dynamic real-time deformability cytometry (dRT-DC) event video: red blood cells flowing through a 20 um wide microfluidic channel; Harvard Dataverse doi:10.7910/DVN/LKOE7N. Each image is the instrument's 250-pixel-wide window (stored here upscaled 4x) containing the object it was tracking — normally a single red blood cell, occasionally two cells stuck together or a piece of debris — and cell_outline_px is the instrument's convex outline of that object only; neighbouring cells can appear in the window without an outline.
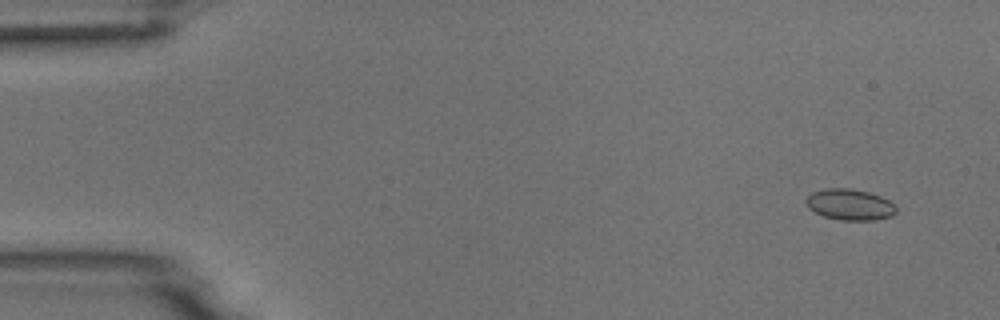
{"species": "common noctule bat (a hibernating species)", "species_latin": "Nyctalus noctula", "temperature_condition": "room temperature", "stored_images_in_passage": 5, "camera_frame_rate_fps": 3000, "um_per_image_px": 0.085, "animal": {"sex": "male", "body_mass_g": 18.8}, "frame": {"image": 1, "passage_image": 1, "time_ms": 0.0, "image_size_px": [1000, 320], "cell_outline_px": [[896, 212], [892, 216], [876, 220], [840, 220], [824, 216], [808, 208], [804, 200], [812, 192], [828, 188], [848, 188], [868, 192], [880, 196], [888, 200], [896, 208]], "centroid_in_image_um": [72.22, 17.39], "position_along_channel_um": 12.8, "area_um2": 16.24}}
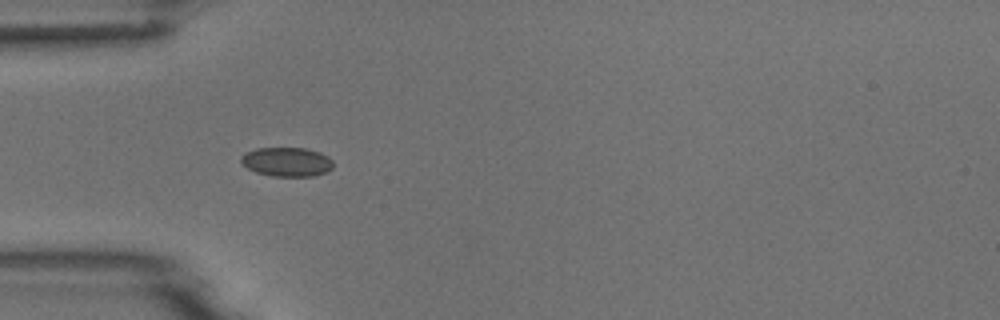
{"frame": {"image": 2, "passage_image": 4, "time_ms": 4.333, "image_size_px": [1000, 320], "cell_outline_px": [[332, 168], [328, 172], [312, 176], [272, 176], [256, 172], [248, 168], [240, 160], [240, 156], [256, 148], [304, 148], [320, 152], [328, 156], [332, 160]], "centroid_in_image_um": [24.4, 13.76], "position_along_channel_um": 60.6, "area_um2": 15.61}}